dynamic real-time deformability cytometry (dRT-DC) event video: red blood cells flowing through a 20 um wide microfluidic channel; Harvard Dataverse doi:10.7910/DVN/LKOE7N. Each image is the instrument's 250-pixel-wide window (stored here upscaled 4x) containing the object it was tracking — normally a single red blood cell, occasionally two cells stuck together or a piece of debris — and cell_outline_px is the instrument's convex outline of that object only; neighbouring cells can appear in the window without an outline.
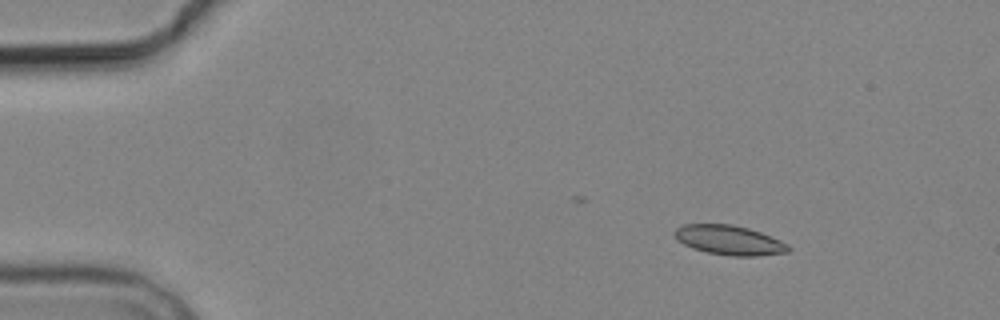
{"species": "common noctule bat (a hibernating species)", "species_latin": "Nyctalus noctula", "temperature_condition": "cold", "stored_images_in_passage": 4, "camera_frame_rate_fps": 3000, "um_per_image_px": 0.085, "animal": {"sex": "male", "body_mass_g": 19.2, "forearm_length_mm": 51.8}, "frame": {"image": 1, "passage_image": 2, "time_ms": 1.333, "image_size_px": [1000, 320], "cell_outline_px": [[792, 248], [788, 252], [756, 256], [732, 256], [708, 252], [692, 248], [676, 240], [672, 232], [676, 228], [684, 224], [732, 224], [748, 228], [760, 232], [780, 240], [788, 244]], "centroid_in_image_um": [61.97, 20.41], "position_along_channel_um": 23.0, "area_um2": 19.65}}